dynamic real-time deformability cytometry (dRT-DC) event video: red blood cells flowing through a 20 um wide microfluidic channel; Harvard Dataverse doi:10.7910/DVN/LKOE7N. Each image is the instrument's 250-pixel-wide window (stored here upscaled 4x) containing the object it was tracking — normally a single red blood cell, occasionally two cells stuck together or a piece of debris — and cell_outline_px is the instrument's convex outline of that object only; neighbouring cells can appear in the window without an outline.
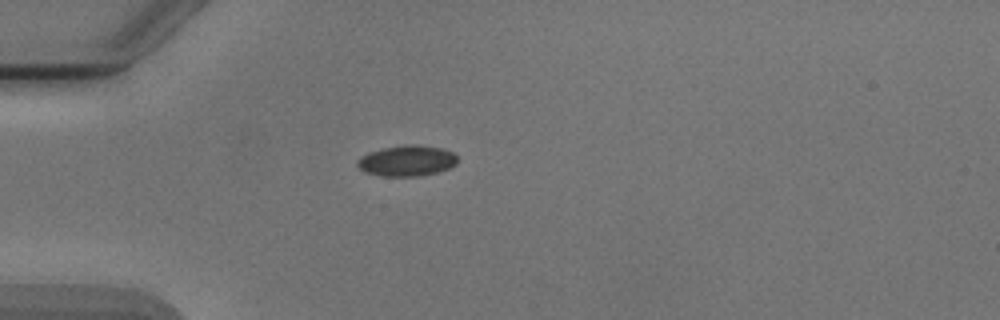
{"species": "Egyptian fruit bat (a non-hibernating species)", "species_latin": "Rousettus aegyptiacus", "temperature_condition": "cold", "stored_images_in_passage": 1, "camera_frame_rate_fps": 3000, "um_per_image_px": 0.085, "animal": {"sex": "male"}, "frame": {"image": 1, "passage_image": 1, "time_ms": 0.0, "image_size_px": [1000, 320], "cell_outline_px": [[456, 164], [448, 168], [436, 172], [420, 176], [384, 176], [364, 172], [356, 164], [356, 160], [360, 156], [368, 152], [384, 148], [404, 144], [416, 144], [444, 148], [452, 152], [456, 156]], "centroid_in_image_um": [34.56, 13.65], "position_along_channel_um": 50.4, "area_um2": 18.03}}